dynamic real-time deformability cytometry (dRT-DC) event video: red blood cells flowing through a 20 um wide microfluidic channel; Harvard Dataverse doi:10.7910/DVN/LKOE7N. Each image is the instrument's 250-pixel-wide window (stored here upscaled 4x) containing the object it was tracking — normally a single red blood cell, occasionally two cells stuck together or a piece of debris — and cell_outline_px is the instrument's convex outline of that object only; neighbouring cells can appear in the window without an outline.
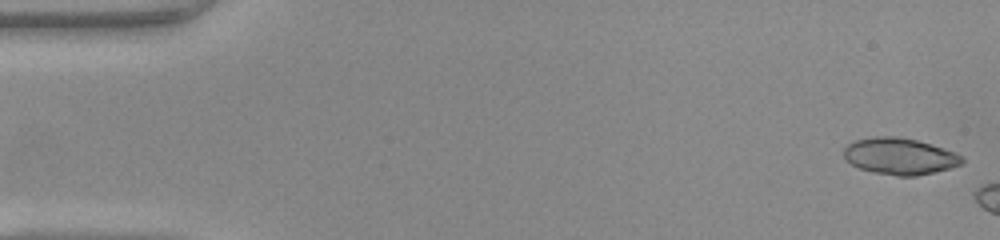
{"species": "common noctule bat (a hibernating species)", "species_latin": "Nyctalus noctula", "temperature_condition": "warm", "stored_images_in_passage": 6, "camera_frame_rate_fps": 3000, "um_per_image_px": 0.085, "animal": {"sex": "female", "body_mass_g": 22.0, "forearm_length_mm": 56.7}, "frame": {"image": 1, "passage_image": 1, "time_ms": 0.0, "image_size_px": [1000, 240], "cell_outline_px": [[964, 160], [960, 164], [948, 168], [916, 176], [896, 176], [872, 172], [860, 168], [852, 164], [844, 156], [844, 148], [852, 140], [876, 136], [896, 136], [916, 140], [956, 152], [964, 156]], "centroid_in_image_um": [76.46, 13.27], "position_along_channel_um": 8.5, "area_um2": 25.09}}